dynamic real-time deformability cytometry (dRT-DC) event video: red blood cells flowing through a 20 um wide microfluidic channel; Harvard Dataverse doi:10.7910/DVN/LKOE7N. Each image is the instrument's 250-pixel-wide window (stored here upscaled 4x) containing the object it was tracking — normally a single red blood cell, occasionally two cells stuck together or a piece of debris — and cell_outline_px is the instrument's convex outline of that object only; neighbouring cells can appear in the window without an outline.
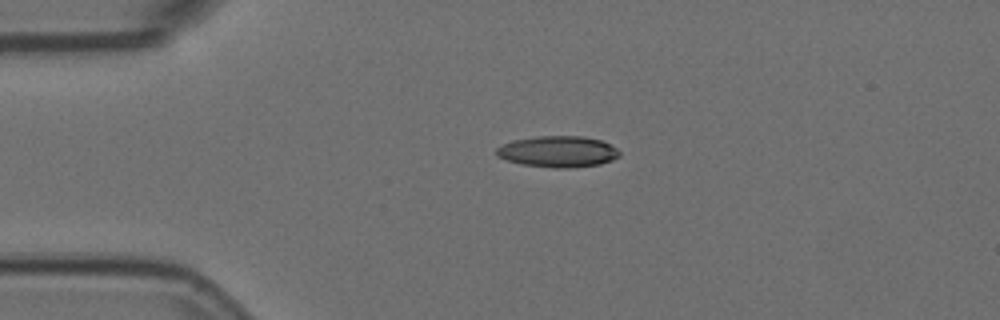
{"species": "Egyptian fruit bat (a non-hibernating species)", "species_latin": "Rousettus aegyptiacus", "temperature_condition": "room temperature", "stored_images_in_passage": 44, "camera_frame_rate_fps": 3000, "um_per_image_px": 0.085, "animal": {"sex": "female"}, "frame": {"image": 1, "passage_image": 1, "time_ms": 0.0, "image_size_px": [1000, 320], "cell_outline_px": [[620, 156], [612, 160], [600, 164], [568, 168], [552, 168], [520, 164], [496, 156], [496, 148], [512, 140], [536, 136], [584, 136], [600, 140], [616, 148], [620, 152]], "centroid_in_image_um": [47.41, 12.89], "position_along_channel_um": 37.6, "area_um2": 22.43}}
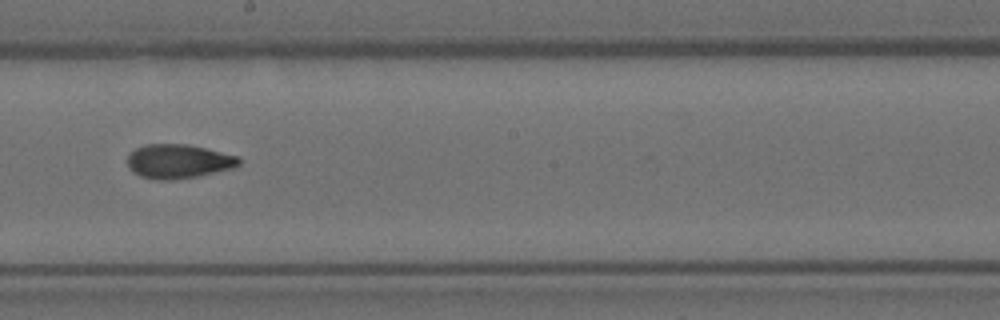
{"frame": {"image": 2, "passage_image": 19, "time_ms": 6.0, "image_size_px": [1000, 320], "cell_outline_px": [[240, 164], [232, 168], [200, 176], [172, 180], [156, 180], [140, 176], [132, 172], [128, 168], [128, 156], [136, 148], [148, 144], [188, 144], [240, 156]], "centroid_in_image_um": [15.17, 13.72], "position_along_channel_um": 233.0, "area_um2": 22.31}}
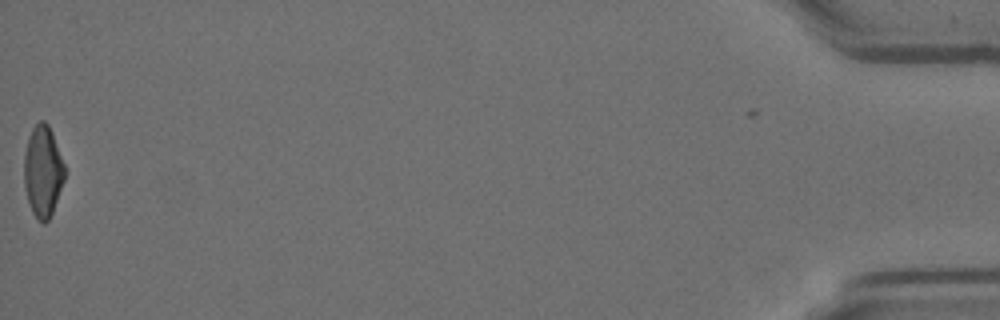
{"frame": {"image": 3, "passage_image": 43, "time_ms": 14.0, "image_size_px": [1000, 320], "cell_outline_px": [[64, 180], [52, 212], [48, 220], [44, 224], [32, 212], [28, 200], [24, 184], [24, 156], [28, 136], [32, 128], [40, 120], [44, 120], [48, 124], [52, 132], [64, 164]], "centroid_in_image_um": [3.63, 14.52], "position_along_channel_um": 431.6, "area_um2": 21.33}, "authors_computed_cell_mechanics": {"area_um2": 21.8484, "velocity_mm_per_s": 3.7747, "shape_relaxation_time_tau1_ms": null, "shape_relaxation_time_tau2_ms": 3.2781, "deformation_change_tau1": null, "deformation_change_tau2": 0.0955}}